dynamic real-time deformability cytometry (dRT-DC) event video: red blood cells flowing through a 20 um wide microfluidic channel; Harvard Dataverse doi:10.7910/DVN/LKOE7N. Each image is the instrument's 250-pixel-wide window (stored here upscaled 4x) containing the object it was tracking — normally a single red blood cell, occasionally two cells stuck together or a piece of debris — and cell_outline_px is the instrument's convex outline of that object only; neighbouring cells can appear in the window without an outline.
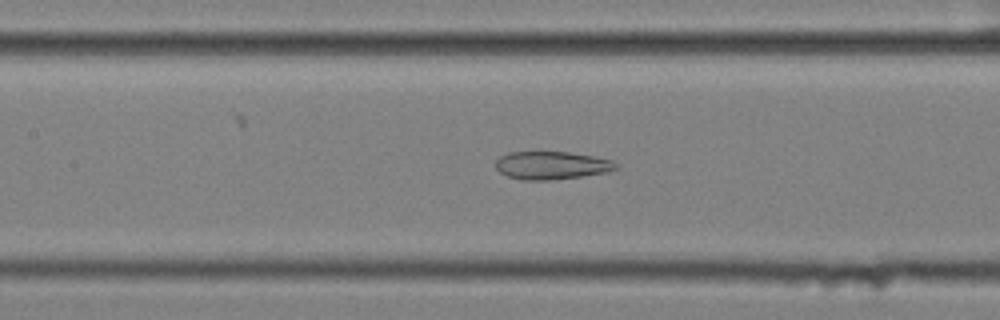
{"species": "common noctule bat (a hibernating species)", "species_latin": "Nyctalus noctula", "temperature_condition": "cold", "stored_images_in_passage": 57, "camera_frame_rate_fps": 3000, "um_per_image_px": 0.085, "animal": {"sex": "female", "body_mass_g": 25.1}, "frame": {"image": 1, "passage_image": 26, "time_ms": 8.333, "image_size_px": [1000, 320], "cell_outline_px": [[616, 168], [608, 172], [552, 180], [524, 180], [508, 176], [500, 172], [496, 168], [496, 160], [500, 156], [508, 152], [568, 152], [592, 156], [612, 160], [616, 164]], "centroid_in_image_um": [46.85, 14.05], "position_along_channel_um": 160.5, "area_um2": 19.42}}
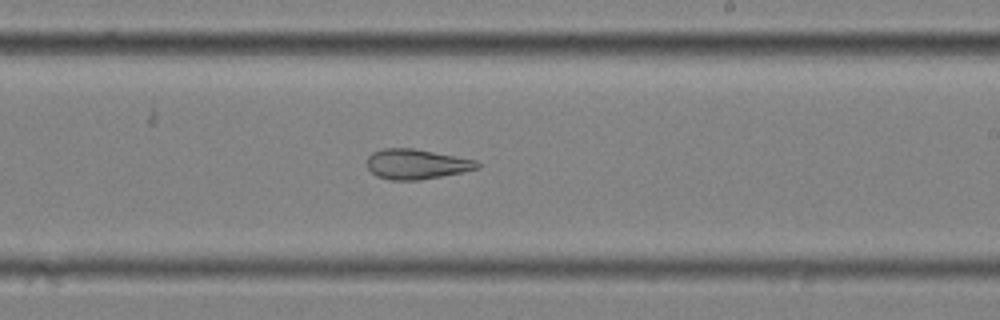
{"frame": {"image": 2, "passage_image": 34, "time_ms": 11.0, "image_size_px": [1000, 320], "cell_outline_px": [[480, 168], [420, 180], [392, 180], [376, 176], [368, 168], [368, 156], [372, 152], [384, 148], [412, 148], [476, 160], [480, 164]], "centroid_in_image_um": [35.38, 13.95], "position_along_channel_um": 253.6, "area_um2": 19.07}}
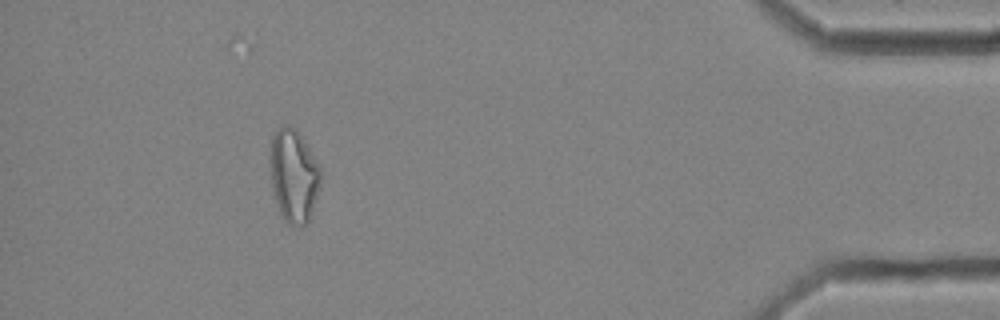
{"frame": {"image": 3, "passage_image": 52, "time_ms": 17.0, "image_size_px": [1000, 320], "cell_outline_px": [[320, 188], [308, 220], [304, 224], [292, 224], [284, 220], [280, 216], [272, 188], [272, 136], [280, 128], [288, 124], [296, 128], [300, 132], [320, 168]], "centroid_in_image_um": [24.99, 14.92], "position_along_channel_um": 410.2, "area_um2": 26.7}, "authors_computed_cell_mechanics": {"area_um2": 26.1834, "velocity_mm_per_s": 3.4963, "shape_relaxation_time_tau1_ms": null, "shape_relaxation_time_tau2_ms": 3.2033, "deformation_change_tau1": null, "deformation_change_tau2": 0.1136}}